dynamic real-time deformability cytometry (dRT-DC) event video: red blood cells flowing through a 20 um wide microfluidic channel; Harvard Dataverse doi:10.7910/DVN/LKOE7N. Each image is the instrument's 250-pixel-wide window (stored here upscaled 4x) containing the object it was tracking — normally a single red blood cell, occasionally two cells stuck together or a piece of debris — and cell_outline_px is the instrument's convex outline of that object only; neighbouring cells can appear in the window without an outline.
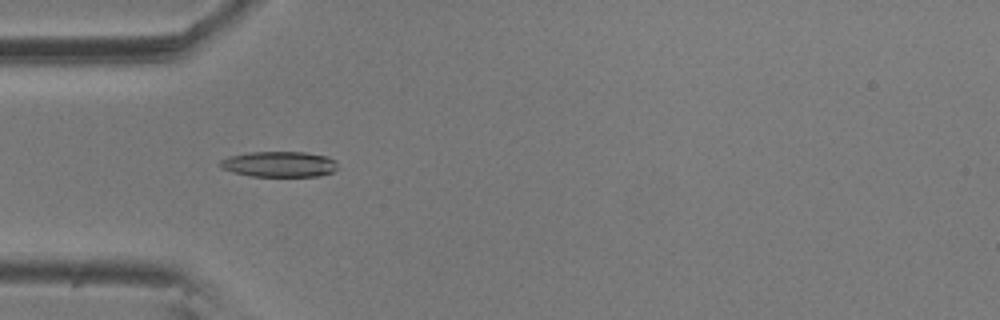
{"species": "common noctule bat (a hibernating species)", "species_latin": "Nyctalus noctula", "temperature_condition": "room temperature", "stored_images_in_passage": 6, "camera_frame_rate_fps": 3000, "um_per_image_px": 0.085, "animal": {"sex": "male", "body_mass_g": 20.5, "forearm_length_mm": 52.5}, "frame": {"image": 1, "passage_image": 5, "time_ms": 1.333, "image_size_px": [1000, 320], "cell_outline_px": [[340, 168], [332, 172], [320, 176], [252, 176], [232, 172], [224, 168], [220, 164], [220, 160], [228, 156], [248, 152], [304, 152], [328, 156], [336, 160]], "centroid_in_image_um": [23.8, 13.95], "position_along_channel_um": 61.2, "area_um2": 17.69}}
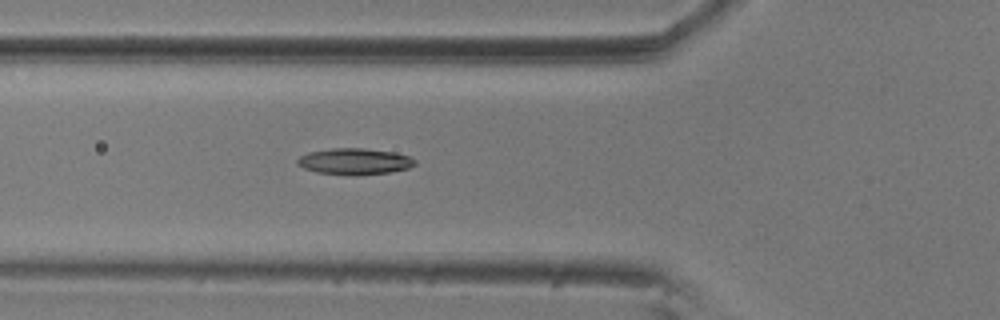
{"frame": {"image": 2, "passage_image": 6, "time_ms": 1.667, "image_size_px": [1000, 320], "cell_outline_px": [[416, 164], [408, 168], [388, 172], [356, 176], [352, 176], [316, 172], [304, 168], [296, 164], [296, 160], [300, 156], [308, 152], [332, 148], [364, 148], [392, 152], [412, 156], [416, 160]], "centroid_in_image_um": [30.13, 13.72], "position_along_channel_um": 95.7, "area_um2": 18.21}}